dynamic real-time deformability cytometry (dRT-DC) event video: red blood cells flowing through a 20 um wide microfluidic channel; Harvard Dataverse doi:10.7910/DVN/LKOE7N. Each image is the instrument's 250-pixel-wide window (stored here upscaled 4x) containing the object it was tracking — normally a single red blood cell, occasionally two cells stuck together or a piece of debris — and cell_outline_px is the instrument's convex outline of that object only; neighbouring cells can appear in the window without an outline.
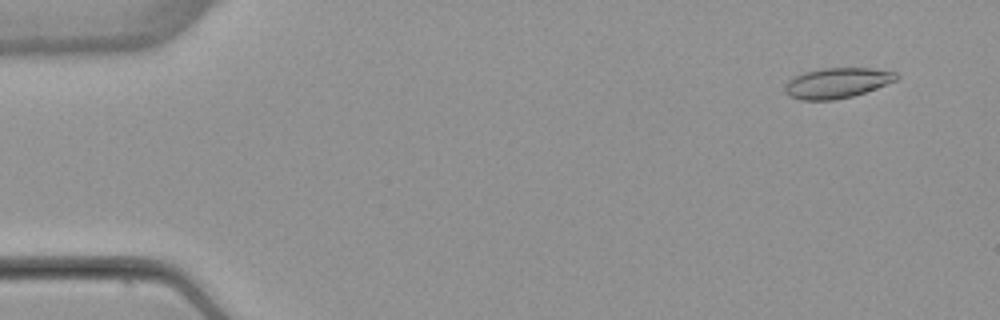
{"species": "common noctule bat (a hibernating species)", "species_latin": "Nyctalus noctula", "temperature_condition": "warm", "stored_images_in_passage": 53, "camera_frame_rate_fps": 3000, "um_per_image_px": 0.085, "animal": {"sex": "female", "body_mass_g": 22.7, "forearm_length_mm": 54.2}, "frame": {"image": 1, "passage_image": 4, "time_ms": 1.0, "image_size_px": [1000, 320], "cell_outline_px": [[900, 76], [896, 80], [876, 88], [852, 96], [832, 100], [800, 100], [788, 96], [784, 92], [784, 84], [788, 80], [804, 72], [820, 68], [872, 68], [896, 72]], "centroid_in_image_um": [71.11, 7.05], "position_along_channel_um": 13.9, "area_um2": 19.77}}
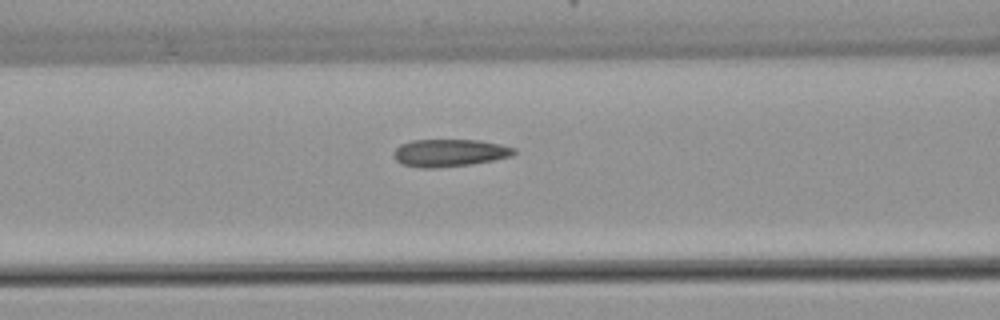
{"frame": {"image": 2, "passage_image": 22, "time_ms": 7.0, "image_size_px": [1000, 320], "cell_outline_px": [[516, 152], [512, 156], [472, 164], [436, 168], [420, 168], [400, 164], [396, 160], [396, 148], [400, 144], [412, 140], [480, 140], [500, 144], [516, 148]], "centroid_in_image_um": [38.23, 12.99], "position_along_channel_um": 128.4, "area_um2": 19.25}}
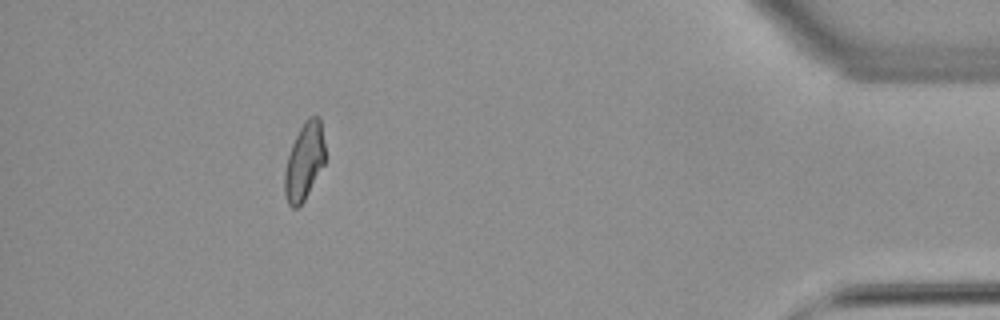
{"frame": {"image": 3, "passage_image": 48, "time_ms": 15.667, "image_size_px": [1000, 320], "cell_outline_px": [[324, 164], [304, 200], [296, 208], [292, 208], [288, 204], [284, 192], [284, 172], [288, 156], [292, 144], [300, 128], [308, 116], [320, 116], [324, 144]], "centroid_in_image_um": [25.85, 13.72], "position_along_channel_um": 409.3, "area_um2": 17.98}, "authors_computed_cell_mechanics": {"area_um2": 19.2474, "velocity_mm_per_s": 3.8908, "shape_relaxation_time_tau1_ms": null, "shape_relaxation_time_tau2_ms": 1.7807, "deformation_change_tau1": null, "deformation_change_tau2": 0.0833}}